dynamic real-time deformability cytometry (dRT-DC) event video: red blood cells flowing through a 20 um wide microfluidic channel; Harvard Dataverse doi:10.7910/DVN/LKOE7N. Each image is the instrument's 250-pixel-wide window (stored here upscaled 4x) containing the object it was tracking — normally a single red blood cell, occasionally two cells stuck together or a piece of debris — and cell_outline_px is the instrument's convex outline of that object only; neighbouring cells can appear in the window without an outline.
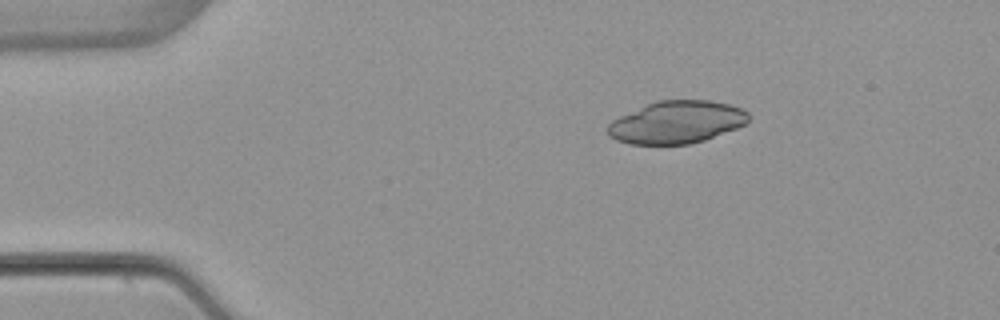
{"species": "common noctule bat (a hibernating species)", "species_latin": "Nyctalus noctula", "temperature_condition": "warm", "stored_images_in_passage": 2, "camera_frame_rate_fps": 3000, "um_per_image_px": 0.085, "animal": {"sex": "female", "body_mass_g": 22.7, "forearm_length_mm": 54.2}, "frame": {"image": 1, "passage_image": 2, "time_ms": 2.0, "image_size_px": [1000, 320], "cell_outline_px": [[748, 120], [744, 124], [736, 128], [704, 140], [688, 144], [628, 144], [616, 140], [608, 136], [608, 124], [612, 120], [620, 116], [656, 100], [708, 100], [728, 104], [740, 108], [748, 112]], "centroid_in_image_um": [57.48, 10.39], "position_along_channel_um": 27.5, "area_um2": 34.62}}